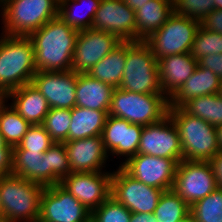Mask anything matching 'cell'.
I'll use <instances>...</instances> for the list:
<instances>
[{
  "label": "cell",
  "mask_w": 222,
  "mask_h": 222,
  "mask_svg": "<svg viewBox=\"0 0 222 222\" xmlns=\"http://www.w3.org/2000/svg\"><path fill=\"white\" fill-rule=\"evenodd\" d=\"M190 214L194 222H222V189L217 188L194 202L190 206Z\"/></svg>",
  "instance_id": "33"
},
{
  "label": "cell",
  "mask_w": 222,
  "mask_h": 222,
  "mask_svg": "<svg viewBox=\"0 0 222 222\" xmlns=\"http://www.w3.org/2000/svg\"><path fill=\"white\" fill-rule=\"evenodd\" d=\"M178 163L177 159L136 154L120 166L145 185L167 191L172 189Z\"/></svg>",
  "instance_id": "13"
},
{
  "label": "cell",
  "mask_w": 222,
  "mask_h": 222,
  "mask_svg": "<svg viewBox=\"0 0 222 222\" xmlns=\"http://www.w3.org/2000/svg\"><path fill=\"white\" fill-rule=\"evenodd\" d=\"M121 42L116 35L111 33L93 28L79 30L71 70L77 74H88L94 65Z\"/></svg>",
  "instance_id": "12"
},
{
  "label": "cell",
  "mask_w": 222,
  "mask_h": 222,
  "mask_svg": "<svg viewBox=\"0 0 222 222\" xmlns=\"http://www.w3.org/2000/svg\"><path fill=\"white\" fill-rule=\"evenodd\" d=\"M129 222H158L153 213H132Z\"/></svg>",
  "instance_id": "43"
},
{
  "label": "cell",
  "mask_w": 222,
  "mask_h": 222,
  "mask_svg": "<svg viewBox=\"0 0 222 222\" xmlns=\"http://www.w3.org/2000/svg\"><path fill=\"white\" fill-rule=\"evenodd\" d=\"M181 108L187 114L203 119L215 127L222 124V97L219 94L191 99Z\"/></svg>",
  "instance_id": "30"
},
{
  "label": "cell",
  "mask_w": 222,
  "mask_h": 222,
  "mask_svg": "<svg viewBox=\"0 0 222 222\" xmlns=\"http://www.w3.org/2000/svg\"><path fill=\"white\" fill-rule=\"evenodd\" d=\"M79 30L59 16L30 33L37 71H70Z\"/></svg>",
  "instance_id": "1"
},
{
  "label": "cell",
  "mask_w": 222,
  "mask_h": 222,
  "mask_svg": "<svg viewBox=\"0 0 222 222\" xmlns=\"http://www.w3.org/2000/svg\"><path fill=\"white\" fill-rule=\"evenodd\" d=\"M108 111L74 107L71 109V123L68 141L101 136Z\"/></svg>",
  "instance_id": "25"
},
{
  "label": "cell",
  "mask_w": 222,
  "mask_h": 222,
  "mask_svg": "<svg viewBox=\"0 0 222 222\" xmlns=\"http://www.w3.org/2000/svg\"><path fill=\"white\" fill-rule=\"evenodd\" d=\"M173 13L202 21L214 10V0H172Z\"/></svg>",
  "instance_id": "38"
},
{
  "label": "cell",
  "mask_w": 222,
  "mask_h": 222,
  "mask_svg": "<svg viewBox=\"0 0 222 222\" xmlns=\"http://www.w3.org/2000/svg\"><path fill=\"white\" fill-rule=\"evenodd\" d=\"M126 54L127 41H122L115 49L94 65L88 74L92 78L118 88L122 82Z\"/></svg>",
  "instance_id": "26"
},
{
  "label": "cell",
  "mask_w": 222,
  "mask_h": 222,
  "mask_svg": "<svg viewBox=\"0 0 222 222\" xmlns=\"http://www.w3.org/2000/svg\"><path fill=\"white\" fill-rule=\"evenodd\" d=\"M71 173L100 172L110 156L101 136L64 142Z\"/></svg>",
  "instance_id": "19"
},
{
  "label": "cell",
  "mask_w": 222,
  "mask_h": 222,
  "mask_svg": "<svg viewBox=\"0 0 222 222\" xmlns=\"http://www.w3.org/2000/svg\"><path fill=\"white\" fill-rule=\"evenodd\" d=\"M71 109L50 108L42 123L51 139L57 143L68 141Z\"/></svg>",
  "instance_id": "34"
},
{
  "label": "cell",
  "mask_w": 222,
  "mask_h": 222,
  "mask_svg": "<svg viewBox=\"0 0 222 222\" xmlns=\"http://www.w3.org/2000/svg\"><path fill=\"white\" fill-rule=\"evenodd\" d=\"M100 1L101 0H59L58 16L67 25L77 30H84V29L92 28L93 19H94L96 11L99 8ZM76 6L86 7L84 11L85 15L79 14V12L77 11L74 12V8Z\"/></svg>",
  "instance_id": "28"
},
{
  "label": "cell",
  "mask_w": 222,
  "mask_h": 222,
  "mask_svg": "<svg viewBox=\"0 0 222 222\" xmlns=\"http://www.w3.org/2000/svg\"><path fill=\"white\" fill-rule=\"evenodd\" d=\"M1 34L28 36L58 16L59 0H0Z\"/></svg>",
  "instance_id": "5"
},
{
  "label": "cell",
  "mask_w": 222,
  "mask_h": 222,
  "mask_svg": "<svg viewBox=\"0 0 222 222\" xmlns=\"http://www.w3.org/2000/svg\"><path fill=\"white\" fill-rule=\"evenodd\" d=\"M31 83L46 98L50 108L76 106L77 73L74 71H37Z\"/></svg>",
  "instance_id": "16"
},
{
  "label": "cell",
  "mask_w": 222,
  "mask_h": 222,
  "mask_svg": "<svg viewBox=\"0 0 222 222\" xmlns=\"http://www.w3.org/2000/svg\"><path fill=\"white\" fill-rule=\"evenodd\" d=\"M111 172L70 173L60 185L91 213L111 196Z\"/></svg>",
  "instance_id": "14"
},
{
  "label": "cell",
  "mask_w": 222,
  "mask_h": 222,
  "mask_svg": "<svg viewBox=\"0 0 222 222\" xmlns=\"http://www.w3.org/2000/svg\"><path fill=\"white\" fill-rule=\"evenodd\" d=\"M217 140L220 151H222V124L216 126Z\"/></svg>",
  "instance_id": "45"
},
{
  "label": "cell",
  "mask_w": 222,
  "mask_h": 222,
  "mask_svg": "<svg viewBox=\"0 0 222 222\" xmlns=\"http://www.w3.org/2000/svg\"><path fill=\"white\" fill-rule=\"evenodd\" d=\"M12 174L47 187V163L43 153L13 150Z\"/></svg>",
  "instance_id": "27"
},
{
  "label": "cell",
  "mask_w": 222,
  "mask_h": 222,
  "mask_svg": "<svg viewBox=\"0 0 222 222\" xmlns=\"http://www.w3.org/2000/svg\"><path fill=\"white\" fill-rule=\"evenodd\" d=\"M47 163V186L59 184L71 173L69 159L64 143L55 142L43 153Z\"/></svg>",
  "instance_id": "32"
},
{
  "label": "cell",
  "mask_w": 222,
  "mask_h": 222,
  "mask_svg": "<svg viewBox=\"0 0 222 222\" xmlns=\"http://www.w3.org/2000/svg\"><path fill=\"white\" fill-rule=\"evenodd\" d=\"M0 217L2 218V205H1V200H0Z\"/></svg>",
  "instance_id": "49"
},
{
  "label": "cell",
  "mask_w": 222,
  "mask_h": 222,
  "mask_svg": "<svg viewBox=\"0 0 222 222\" xmlns=\"http://www.w3.org/2000/svg\"><path fill=\"white\" fill-rule=\"evenodd\" d=\"M218 94L222 97V79H220V86Z\"/></svg>",
  "instance_id": "48"
},
{
  "label": "cell",
  "mask_w": 222,
  "mask_h": 222,
  "mask_svg": "<svg viewBox=\"0 0 222 222\" xmlns=\"http://www.w3.org/2000/svg\"><path fill=\"white\" fill-rule=\"evenodd\" d=\"M200 25L205 30L222 34V9H214L200 21Z\"/></svg>",
  "instance_id": "40"
},
{
  "label": "cell",
  "mask_w": 222,
  "mask_h": 222,
  "mask_svg": "<svg viewBox=\"0 0 222 222\" xmlns=\"http://www.w3.org/2000/svg\"><path fill=\"white\" fill-rule=\"evenodd\" d=\"M214 9H222V0H214Z\"/></svg>",
  "instance_id": "46"
},
{
  "label": "cell",
  "mask_w": 222,
  "mask_h": 222,
  "mask_svg": "<svg viewBox=\"0 0 222 222\" xmlns=\"http://www.w3.org/2000/svg\"><path fill=\"white\" fill-rule=\"evenodd\" d=\"M91 212L60 184L44 187L37 222H90Z\"/></svg>",
  "instance_id": "11"
},
{
  "label": "cell",
  "mask_w": 222,
  "mask_h": 222,
  "mask_svg": "<svg viewBox=\"0 0 222 222\" xmlns=\"http://www.w3.org/2000/svg\"><path fill=\"white\" fill-rule=\"evenodd\" d=\"M44 186L13 174L0 177L3 222H37Z\"/></svg>",
  "instance_id": "3"
},
{
  "label": "cell",
  "mask_w": 222,
  "mask_h": 222,
  "mask_svg": "<svg viewBox=\"0 0 222 222\" xmlns=\"http://www.w3.org/2000/svg\"><path fill=\"white\" fill-rule=\"evenodd\" d=\"M138 154L183 160L178 131L168 114L158 122L143 126Z\"/></svg>",
  "instance_id": "15"
},
{
  "label": "cell",
  "mask_w": 222,
  "mask_h": 222,
  "mask_svg": "<svg viewBox=\"0 0 222 222\" xmlns=\"http://www.w3.org/2000/svg\"><path fill=\"white\" fill-rule=\"evenodd\" d=\"M191 56L197 61L206 55L222 53V34L205 30L201 25L194 37Z\"/></svg>",
  "instance_id": "35"
},
{
  "label": "cell",
  "mask_w": 222,
  "mask_h": 222,
  "mask_svg": "<svg viewBox=\"0 0 222 222\" xmlns=\"http://www.w3.org/2000/svg\"><path fill=\"white\" fill-rule=\"evenodd\" d=\"M217 188L207 161L182 160L178 163L172 190L189 206Z\"/></svg>",
  "instance_id": "10"
},
{
  "label": "cell",
  "mask_w": 222,
  "mask_h": 222,
  "mask_svg": "<svg viewBox=\"0 0 222 222\" xmlns=\"http://www.w3.org/2000/svg\"><path fill=\"white\" fill-rule=\"evenodd\" d=\"M164 190L133 178L120 165L111 177V197L131 213H153Z\"/></svg>",
  "instance_id": "9"
},
{
  "label": "cell",
  "mask_w": 222,
  "mask_h": 222,
  "mask_svg": "<svg viewBox=\"0 0 222 222\" xmlns=\"http://www.w3.org/2000/svg\"><path fill=\"white\" fill-rule=\"evenodd\" d=\"M7 102L5 98L0 100V133L14 148L21 142L30 124L11 105H5Z\"/></svg>",
  "instance_id": "29"
},
{
  "label": "cell",
  "mask_w": 222,
  "mask_h": 222,
  "mask_svg": "<svg viewBox=\"0 0 222 222\" xmlns=\"http://www.w3.org/2000/svg\"><path fill=\"white\" fill-rule=\"evenodd\" d=\"M169 99L164 94H140L115 88L108 115L147 126L168 113Z\"/></svg>",
  "instance_id": "7"
},
{
  "label": "cell",
  "mask_w": 222,
  "mask_h": 222,
  "mask_svg": "<svg viewBox=\"0 0 222 222\" xmlns=\"http://www.w3.org/2000/svg\"><path fill=\"white\" fill-rule=\"evenodd\" d=\"M114 89L89 74H77L76 107L109 111Z\"/></svg>",
  "instance_id": "23"
},
{
  "label": "cell",
  "mask_w": 222,
  "mask_h": 222,
  "mask_svg": "<svg viewBox=\"0 0 222 222\" xmlns=\"http://www.w3.org/2000/svg\"><path fill=\"white\" fill-rule=\"evenodd\" d=\"M92 28L114 34L121 41H136L135 11L123 0H101Z\"/></svg>",
  "instance_id": "17"
},
{
  "label": "cell",
  "mask_w": 222,
  "mask_h": 222,
  "mask_svg": "<svg viewBox=\"0 0 222 222\" xmlns=\"http://www.w3.org/2000/svg\"><path fill=\"white\" fill-rule=\"evenodd\" d=\"M13 148L0 133V177L12 174Z\"/></svg>",
  "instance_id": "39"
},
{
  "label": "cell",
  "mask_w": 222,
  "mask_h": 222,
  "mask_svg": "<svg viewBox=\"0 0 222 222\" xmlns=\"http://www.w3.org/2000/svg\"><path fill=\"white\" fill-rule=\"evenodd\" d=\"M162 93L170 99L195 72L198 61L191 53L175 54L157 60Z\"/></svg>",
  "instance_id": "20"
},
{
  "label": "cell",
  "mask_w": 222,
  "mask_h": 222,
  "mask_svg": "<svg viewBox=\"0 0 222 222\" xmlns=\"http://www.w3.org/2000/svg\"><path fill=\"white\" fill-rule=\"evenodd\" d=\"M55 142L46 132L42 124L30 125L21 142L13 150H28L29 152L44 153Z\"/></svg>",
  "instance_id": "36"
},
{
  "label": "cell",
  "mask_w": 222,
  "mask_h": 222,
  "mask_svg": "<svg viewBox=\"0 0 222 222\" xmlns=\"http://www.w3.org/2000/svg\"><path fill=\"white\" fill-rule=\"evenodd\" d=\"M178 222H194V221H193L192 215L189 214L187 217H185L184 219H182Z\"/></svg>",
  "instance_id": "47"
},
{
  "label": "cell",
  "mask_w": 222,
  "mask_h": 222,
  "mask_svg": "<svg viewBox=\"0 0 222 222\" xmlns=\"http://www.w3.org/2000/svg\"><path fill=\"white\" fill-rule=\"evenodd\" d=\"M198 65L212 71L222 79V53L203 56L198 60Z\"/></svg>",
  "instance_id": "41"
},
{
  "label": "cell",
  "mask_w": 222,
  "mask_h": 222,
  "mask_svg": "<svg viewBox=\"0 0 222 222\" xmlns=\"http://www.w3.org/2000/svg\"><path fill=\"white\" fill-rule=\"evenodd\" d=\"M132 213L113 197H109L91 213L92 222H129Z\"/></svg>",
  "instance_id": "37"
},
{
  "label": "cell",
  "mask_w": 222,
  "mask_h": 222,
  "mask_svg": "<svg viewBox=\"0 0 222 222\" xmlns=\"http://www.w3.org/2000/svg\"><path fill=\"white\" fill-rule=\"evenodd\" d=\"M37 72L33 44L28 36L1 34L0 95L31 83Z\"/></svg>",
  "instance_id": "2"
},
{
  "label": "cell",
  "mask_w": 222,
  "mask_h": 222,
  "mask_svg": "<svg viewBox=\"0 0 222 222\" xmlns=\"http://www.w3.org/2000/svg\"><path fill=\"white\" fill-rule=\"evenodd\" d=\"M212 169L218 188L222 189V151L207 161Z\"/></svg>",
  "instance_id": "42"
},
{
  "label": "cell",
  "mask_w": 222,
  "mask_h": 222,
  "mask_svg": "<svg viewBox=\"0 0 222 222\" xmlns=\"http://www.w3.org/2000/svg\"><path fill=\"white\" fill-rule=\"evenodd\" d=\"M119 89L140 94H163L157 59L143 41H127V54Z\"/></svg>",
  "instance_id": "6"
},
{
  "label": "cell",
  "mask_w": 222,
  "mask_h": 222,
  "mask_svg": "<svg viewBox=\"0 0 222 222\" xmlns=\"http://www.w3.org/2000/svg\"><path fill=\"white\" fill-rule=\"evenodd\" d=\"M200 21L172 13L167 21L143 40L156 59L190 53Z\"/></svg>",
  "instance_id": "8"
},
{
  "label": "cell",
  "mask_w": 222,
  "mask_h": 222,
  "mask_svg": "<svg viewBox=\"0 0 222 222\" xmlns=\"http://www.w3.org/2000/svg\"><path fill=\"white\" fill-rule=\"evenodd\" d=\"M153 214L158 222H178L190 214V206L171 189L163 191Z\"/></svg>",
  "instance_id": "31"
},
{
  "label": "cell",
  "mask_w": 222,
  "mask_h": 222,
  "mask_svg": "<svg viewBox=\"0 0 222 222\" xmlns=\"http://www.w3.org/2000/svg\"><path fill=\"white\" fill-rule=\"evenodd\" d=\"M4 98L12 100L11 106L30 125L42 124L50 110L48 101L32 83L9 92Z\"/></svg>",
  "instance_id": "21"
},
{
  "label": "cell",
  "mask_w": 222,
  "mask_h": 222,
  "mask_svg": "<svg viewBox=\"0 0 222 222\" xmlns=\"http://www.w3.org/2000/svg\"><path fill=\"white\" fill-rule=\"evenodd\" d=\"M143 126L132 124L115 116H107L101 137L106 152L113 155L130 157L138 154V147Z\"/></svg>",
  "instance_id": "18"
},
{
  "label": "cell",
  "mask_w": 222,
  "mask_h": 222,
  "mask_svg": "<svg viewBox=\"0 0 222 222\" xmlns=\"http://www.w3.org/2000/svg\"><path fill=\"white\" fill-rule=\"evenodd\" d=\"M167 114L177 128L183 160L208 161L220 151L215 126L181 107L168 108Z\"/></svg>",
  "instance_id": "4"
},
{
  "label": "cell",
  "mask_w": 222,
  "mask_h": 222,
  "mask_svg": "<svg viewBox=\"0 0 222 222\" xmlns=\"http://www.w3.org/2000/svg\"><path fill=\"white\" fill-rule=\"evenodd\" d=\"M134 11L141 8L145 3L150 0H123Z\"/></svg>",
  "instance_id": "44"
},
{
  "label": "cell",
  "mask_w": 222,
  "mask_h": 222,
  "mask_svg": "<svg viewBox=\"0 0 222 222\" xmlns=\"http://www.w3.org/2000/svg\"><path fill=\"white\" fill-rule=\"evenodd\" d=\"M220 79L207 68L198 67L169 99V108L182 107L187 101L210 94H218Z\"/></svg>",
  "instance_id": "22"
},
{
  "label": "cell",
  "mask_w": 222,
  "mask_h": 222,
  "mask_svg": "<svg viewBox=\"0 0 222 222\" xmlns=\"http://www.w3.org/2000/svg\"><path fill=\"white\" fill-rule=\"evenodd\" d=\"M172 13V0H150L135 10L136 41L157 31Z\"/></svg>",
  "instance_id": "24"
}]
</instances>
